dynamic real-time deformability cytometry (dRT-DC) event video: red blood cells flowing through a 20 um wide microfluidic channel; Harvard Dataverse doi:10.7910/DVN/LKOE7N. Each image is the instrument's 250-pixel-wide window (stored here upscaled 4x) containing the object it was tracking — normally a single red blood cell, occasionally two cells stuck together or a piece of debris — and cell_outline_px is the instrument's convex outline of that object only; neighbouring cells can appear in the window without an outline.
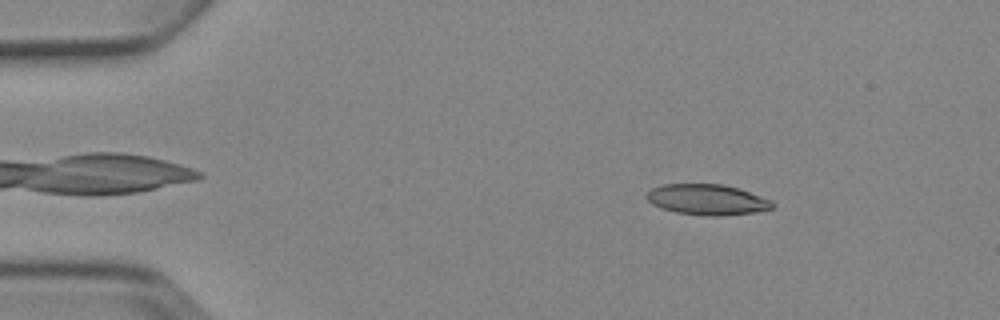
{"species": "Egyptian fruit bat (a non-hibernating species)", "species_latin": "Rousettus aegyptiacus", "temperature_condition": "cold", "stored_images_in_passage": 4, "camera_frame_rate_fps": 3000, "um_per_image_px": 0.085, "animal": {"sex": "female"}, "frame": {"image": 1, "passage_image": 2, "time_ms": 1.0, "image_size_px": [1000, 320], "cell_outline_px": [[776, 204], [772, 208], [756, 212], [720, 216], [708, 216], [676, 212], [660, 208], [652, 204], [644, 196], [652, 188], [660, 184], [724, 184], [772, 200]], "centroid_in_image_um": [60.08, 16.97], "position_along_channel_um": 24.9, "area_um2": 22.48}}
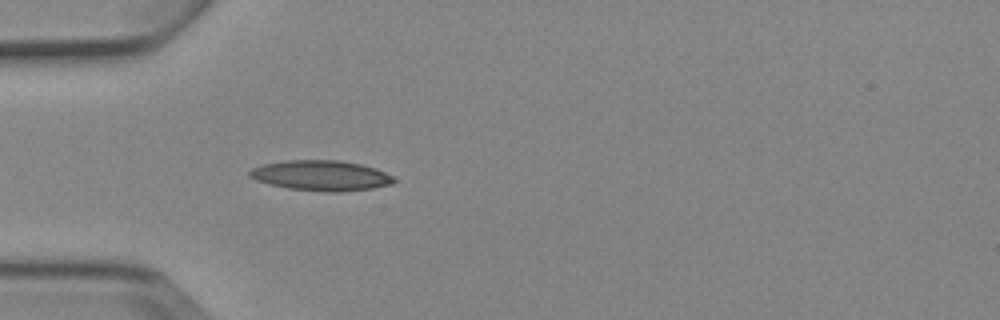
{"frame": {"image": 2, "passage_image": 4, "time_ms": 3.667, "image_size_px": [1000, 320], "cell_outline_px": [[396, 180], [392, 184], [372, 188], [336, 192], [332, 192], [288, 188], [268, 184], [256, 180], [248, 176], [248, 172], [252, 168], [264, 164], [288, 160], [340, 160], [360, 164], [376, 168], [396, 176]], "centroid_in_image_um": [27.32, 14.91], "position_along_channel_um": 57.7, "area_um2": 25.49}}